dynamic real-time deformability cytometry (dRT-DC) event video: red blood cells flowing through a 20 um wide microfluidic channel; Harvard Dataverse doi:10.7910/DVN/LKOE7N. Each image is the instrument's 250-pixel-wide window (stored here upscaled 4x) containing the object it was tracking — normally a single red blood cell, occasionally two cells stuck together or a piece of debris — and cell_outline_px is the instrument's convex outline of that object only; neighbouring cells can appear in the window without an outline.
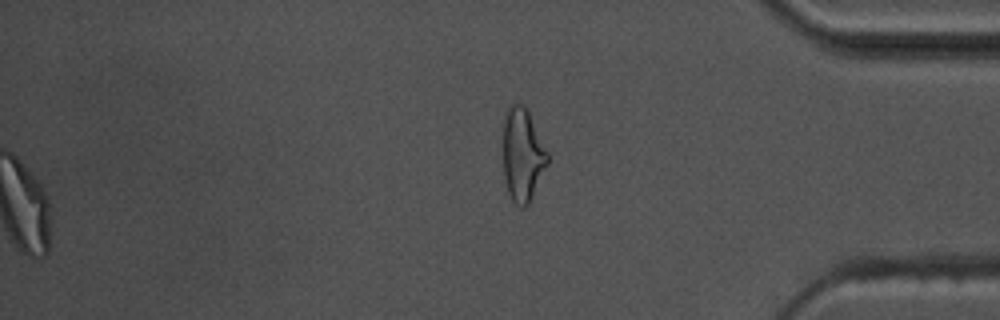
{"species": "common noctule bat (a hibernating species)", "species_latin": "Nyctalus noctula", "temperature_condition": "warm", "stored_images_in_passage": 53, "segment_of_instrument_passage": [2, 2], "camera_frame_rate_fps": 3000, "um_per_image_px": 0.085, "animal": {"sex": "male", "body_mass_g": 17.5, "forearm_length_mm": 52.3}, "frame": {"image": 1, "passage_image": 53, "time_ms": 17.333, "image_size_px": [1000, 320], "cell_outline_px": [[548, 164], [528, 204], [524, 208], [520, 208], [512, 200], [508, 192], [504, 176], [504, 116], [508, 104], [520, 104], [528, 112], [548, 152]], "centroid_in_image_um": [44.41, 13.18], "position_along_channel_um": 390.8, "area_um2": 23.81}}